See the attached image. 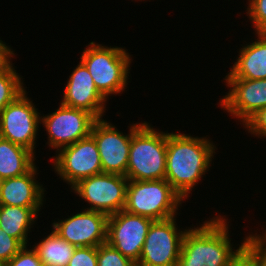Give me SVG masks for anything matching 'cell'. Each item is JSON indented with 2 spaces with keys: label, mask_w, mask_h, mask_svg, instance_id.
<instances>
[{
  "label": "cell",
  "mask_w": 266,
  "mask_h": 266,
  "mask_svg": "<svg viewBox=\"0 0 266 266\" xmlns=\"http://www.w3.org/2000/svg\"><path fill=\"white\" fill-rule=\"evenodd\" d=\"M216 145L207 137L168 133L165 179L184 199L212 165Z\"/></svg>",
  "instance_id": "obj_1"
},
{
  "label": "cell",
  "mask_w": 266,
  "mask_h": 266,
  "mask_svg": "<svg viewBox=\"0 0 266 266\" xmlns=\"http://www.w3.org/2000/svg\"><path fill=\"white\" fill-rule=\"evenodd\" d=\"M227 220L217 215L201 226L188 228L182 240L177 266H229L244 240L234 251Z\"/></svg>",
  "instance_id": "obj_2"
},
{
  "label": "cell",
  "mask_w": 266,
  "mask_h": 266,
  "mask_svg": "<svg viewBox=\"0 0 266 266\" xmlns=\"http://www.w3.org/2000/svg\"><path fill=\"white\" fill-rule=\"evenodd\" d=\"M131 56L123 47H108L92 41L83 50L80 61L88 69L98 91L108 100L112 94L125 91Z\"/></svg>",
  "instance_id": "obj_3"
},
{
  "label": "cell",
  "mask_w": 266,
  "mask_h": 266,
  "mask_svg": "<svg viewBox=\"0 0 266 266\" xmlns=\"http://www.w3.org/2000/svg\"><path fill=\"white\" fill-rule=\"evenodd\" d=\"M167 132L157 131L149 122L132 134L127 165L128 180H161L166 174Z\"/></svg>",
  "instance_id": "obj_4"
},
{
  "label": "cell",
  "mask_w": 266,
  "mask_h": 266,
  "mask_svg": "<svg viewBox=\"0 0 266 266\" xmlns=\"http://www.w3.org/2000/svg\"><path fill=\"white\" fill-rule=\"evenodd\" d=\"M183 198L166 179L129 180L124 210L160 221L177 216Z\"/></svg>",
  "instance_id": "obj_5"
},
{
  "label": "cell",
  "mask_w": 266,
  "mask_h": 266,
  "mask_svg": "<svg viewBox=\"0 0 266 266\" xmlns=\"http://www.w3.org/2000/svg\"><path fill=\"white\" fill-rule=\"evenodd\" d=\"M128 181L122 175L101 173L80 180L70 190L89 203L84 209L110 216L124 210Z\"/></svg>",
  "instance_id": "obj_6"
},
{
  "label": "cell",
  "mask_w": 266,
  "mask_h": 266,
  "mask_svg": "<svg viewBox=\"0 0 266 266\" xmlns=\"http://www.w3.org/2000/svg\"><path fill=\"white\" fill-rule=\"evenodd\" d=\"M25 90L0 112V137L34 154L41 115Z\"/></svg>",
  "instance_id": "obj_7"
},
{
  "label": "cell",
  "mask_w": 266,
  "mask_h": 266,
  "mask_svg": "<svg viewBox=\"0 0 266 266\" xmlns=\"http://www.w3.org/2000/svg\"><path fill=\"white\" fill-rule=\"evenodd\" d=\"M55 152L52 167L70 189L82 179L103 173L98 147L91 135Z\"/></svg>",
  "instance_id": "obj_8"
},
{
  "label": "cell",
  "mask_w": 266,
  "mask_h": 266,
  "mask_svg": "<svg viewBox=\"0 0 266 266\" xmlns=\"http://www.w3.org/2000/svg\"><path fill=\"white\" fill-rule=\"evenodd\" d=\"M176 217L153 221L136 266H177L187 229L178 230Z\"/></svg>",
  "instance_id": "obj_9"
},
{
  "label": "cell",
  "mask_w": 266,
  "mask_h": 266,
  "mask_svg": "<svg viewBox=\"0 0 266 266\" xmlns=\"http://www.w3.org/2000/svg\"><path fill=\"white\" fill-rule=\"evenodd\" d=\"M98 119L83 109H76L60 103L56 111L41 116V123L48 135V147L60 150L91 134Z\"/></svg>",
  "instance_id": "obj_10"
},
{
  "label": "cell",
  "mask_w": 266,
  "mask_h": 266,
  "mask_svg": "<svg viewBox=\"0 0 266 266\" xmlns=\"http://www.w3.org/2000/svg\"><path fill=\"white\" fill-rule=\"evenodd\" d=\"M130 124L129 134H123L106 119H98L91 130L100 155L103 173L126 177L132 134L143 124Z\"/></svg>",
  "instance_id": "obj_11"
},
{
  "label": "cell",
  "mask_w": 266,
  "mask_h": 266,
  "mask_svg": "<svg viewBox=\"0 0 266 266\" xmlns=\"http://www.w3.org/2000/svg\"><path fill=\"white\" fill-rule=\"evenodd\" d=\"M152 222L150 218L121 210L108 217L106 242L137 264Z\"/></svg>",
  "instance_id": "obj_12"
},
{
  "label": "cell",
  "mask_w": 266,
  "mask_h": 266,
  "mask_svg": "<svg viewBox=\"0 0 266 266\" xmlns=\"http://www.w3.org/2000/svg\"><path fill=\"white\" fill-rule=\"evenodd\" d=\"M52 223L54 232L75 247H98L107 241L108 215L83 209Z\"/></svg>",
  "instance_id": "obj_13"
},
{
  "label": "cell",
  "mask_w": 266,
  "mask_h": 266,
  "mask_svg": "<svg viewBox=\"0 0 266 266\" xmlns=\"http://www.w3.org/2000/svg\"><path fill=\"white\" fill-rule=\"evenodd\" d=\"M228 93L219 106L244 124L258 110L266 107V79L225 78Z\"/></svg>",
  "instance_id": "obj_14"
},
{
  "label": "cell",
  "mask_w": 266,
  "mask_h": 266,
  "mask_svg": "<svg viewBox=\"0 0 266 266\" xmlns=\"http://www.w3.org/2000/svg\"><path fill=\"white\" fill-rule=\"evenodd\" d=\"M106 101L107 99L96 88L88 69L80 61L69 75L60 103L86 110L97 119H103L104 112L107 110Z\"/></svg>",
  "instance_id": "obj_15"
},
{
  "label": "cell",
  "mask_w": 266,
  "mask_h": 266,
  "mask_svg": "<svg viewBox=\"0 0 266 266\" xmlns=\"http://www.w3.org/2000/svg\"><path fill=\"white\" fill-rule=\"evenodd\" d=\"M36 164L25 174L1 180L0 205L41 208L45 188L37 181ZM36 176V177H35Z\"/></svg>",
  "instance_id": "obj_16"
},
{
  "label": "cell",
  "mask_w": 266,
  "mask_h": 266,
  "mask_svg": "<svg viewBox=\"0 0 266 266\" xmlns=\"http://www.w3.org/2000/svg\"><path fill=\"white\" fill-rule=\"evenodd\" d=\"M257 39L246 42L225 78L266 79V32H257Z\"/></svg>",
  "instance_id": "obj_17"
},
{
  "label": "cell",
  "mask_w": 266,
  "mask_h": 266,
  "mask_svg": "<svg viewBox=\"0 0 266 266\" xmlns=\"http://www.w3.org/2000/svg\"><path fill=\"white\" fill-rule=\"evenodd\" d=\"M40 209L0 205V228L25 246L29 243L27 235L36 223Z\"/></svg>",
  "instance_id": "obj_18"
},
{
  "label": "cell",
  "mask_w": 266,
  "mask_h": 266,
  "mask_svg": "<svg viewBox=\"0 0 266 266\" xmlns=\"http://www.w3.org/2000/svg\"><path fill=\"white\" fill-rule=\"evenodd\" d=\"M35 156L29 149L0 137V180L27 173L36 163Z\"/></svg>",
  "instance_id": "obj_19"
},
{
  "label": "cell",
  "mask_w": 266,
  "mask_h": 266,
  "mask_svg": "<svg viewBox=\"0 0 266 266\" xmlns=\"http://www.w3.org/2000/svg\"><path fill=\"white\" fill-rule=\"evenodd\" d=\"M44 266H67L76 249L54 230L39 243L33 245Z\"/></svg>",
  "instance_id": "obj_20"
},
{
  "label": "cell",
  "mask_w": 266,
  "mask_h": 266,
  "mask_svg": "<svg viewBox=\"0 0 266 266\" xmlns=\"http://www.w3.org/2000/svg\"><path fill=\"white\" fill-rule=\"evenodd\" d=\"M20 76L13 66L0 73V112L26 90Z\"/></svg>",
  "instance_id": "obj_21"
},
{
  "label": "cell",
  "mask_w": 266,
  "mask_h": 266,
  "mask_svg": "<svg viewBox=\"0 0 266 266\" xmlns=\"http://www.w3.org/2000/svg\"><path fill=\"white\" fill-rule=\"evenodd\" d=\"M98 266H136L129 258L123 256L107 242L97 247Z\"/></svg>",
  "instance_id": "obj_22"
},
{
  "label": "cell",
  "mask_w": 266,
  "mask_h": 266,
  "mask_svg": "<svg viewBox=\"0 0 266 266\" xmlns=\"http://www.w3.org/2000/svg\"><path fill=\"white\" fill-rule=\"evenodd\" d=\"M229 266H258L257 243L248 235L244 244L232 256Z\"/></svg>",
  "instance_id": "obj_23"
},
{
  "label": "cell",
  "mask_w": 266,
  "mask_h": 266,
  "mask_svg": "<svg viewBox=\"0 0 266 266\" xmlns=\"http://www.w3.org/2000/svg\"><path fill=\"white\" fill-rule=\"evenodd\" d=\"M247 16L254 26V31L266 32V0H248Z\"/></svg>",
  "instance_id": "obj_24"
},
{
  "label": "cell",
  "mask_w": 266,
  "mask_h": 266,
  "mask_svg": "<svg viewBox=\"0 0 266 266\" xmlns=\"http://www.w3.org/2000/svg\"><path fill=\"white\" fill-rule=\"evenodd\" d=\"M67 266H98L97 247H76Z\"/></svg>",
  "instance_id": "obj_25"
},
{
  "label": "cell",
  "mask_w": 266,
  "mask_h": 266,
  "mask_svg": "<svg viewBox=\"0 0 266 266\" xmlns=\"http://www.w3.org/2000/svg\"><path fill=\"white\" fill-rule=\"evenodd\" d=\"M6 266H44L36 250L32 247L28 249V246H23L19 252L9 261Z\"/></svg>",
  "instance_id": "obj_26"
},
{
  "label": "cell",
  "mask_w": 266,
  "mask_h": 266,
  "mask_svg": "<svg viewBox=\"0 0 266 266\" xmlns=\"http://www.w3.org/2000/svg\"><path fill=\"white\" fill-rule=\"evenodd\" d=\"M244 127L249 133L262 139L266 138V107L258 110L244 124Z\"/></svg>",
  "instance_id": "obj_27"
},
{
  "label": "cell",
  "mask_w": 266,
  "mask_h": 266,
  "mask_svg": "<svg viewBox=\"0 0 266 266\" xmlns=\"http://www.w3.org/2000/svg\"><path fill=\"white\" fill-rule=\"evenodd\" d=\"M23 245L0 228V257L6 261L12 259Z\"/></svg>",
  "instance_id": "obj_28"
},
{
  "label": "cell",
  "mask_w": 266,
  "mask_h": 266,
  "mask_svg": "<svg viewBox=\"0 0 266 266\" xmlns=\"http://www.w3.org/2000/svg\"><path fill=\"white\" fill-rule=\"evenodd\" d=\"M14 51L0 39V73L8 71L12 66V58L14 59Z\"/></svg>",
  "instance_id": "obj_29"
},
{
  "label": "cell",
  "mask_w": 266,
  "mask_h": 266,
  "mask_svg": "<svg viewBox=\"0 0 266 266\" xmlns=\"http://www.w3.org/2000/svg\"><path fill=\"white\" fill-rule=\"evenodd\" d=\"M265 231V233L263 232ZM251 232V234H249V236L263 249L266 251V229L262 230V234H258L257 233H253Z\"/></svg>",
  "instance_id": "obj_30"
},
{
  "label": "cell",
  "mask_w": 266,
  "mask_h": 266,
  "mask_svg": "<svg viewBox=\"0 0 266 266\" xmlns=\"http://www.w3.org/2000/svg\"><path fill=\"white\" fill-rule=\"evenodd\" d=\"M258 266H266V251L257 244Z\"/></svg>",
  "instance_id": "obj_31"
},
{
  "label": "cell",
  "mask_w": 266,
  "mask_h": 266,
  "mask_svg": "<svg viewBox=\"0 0 266 266\" xmlns=\"http://www.w3.org/2000/svg\"><path fill=\"white\" fill-rule=\"evenodd\" d=\"M7 261L0 257V266H6Z\"/></svg>",
  "instance_id": "obj_32"
}]
</instances>
